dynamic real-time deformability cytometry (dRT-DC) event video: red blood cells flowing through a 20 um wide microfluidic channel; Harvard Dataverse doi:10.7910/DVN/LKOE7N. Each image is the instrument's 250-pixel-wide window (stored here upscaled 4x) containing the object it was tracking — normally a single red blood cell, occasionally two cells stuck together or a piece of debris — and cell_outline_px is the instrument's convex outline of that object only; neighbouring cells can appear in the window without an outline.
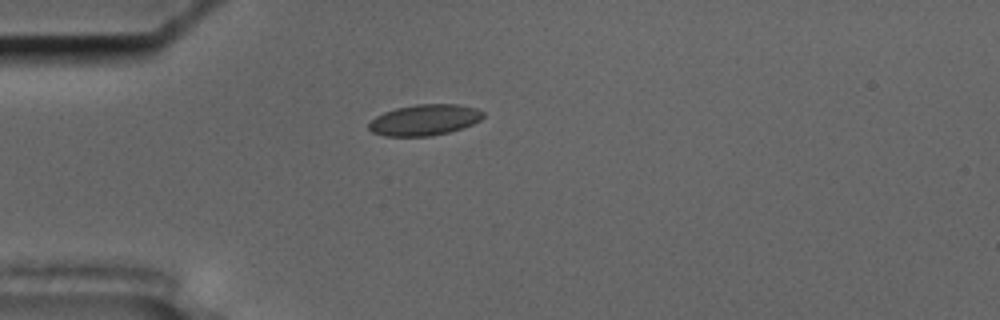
{"species": "common noctule bat (a hibernating species)", "species_latin": "Nyctalus noctula", "temperature_condition": "cold", "stored_images_in_passage": 56, "camera_frame_rate_fps": 3000, "um_per_image_px": 0.085, "animal": {"sex": "male", "body_mass_g": 17.5, "forearm_length_mm": 52.3}, "frame": {"image": 1, "passage_image": 16, "time_ms": 5.0, "image_size_px": [1000, 320], "cell_outline_px": [[484, 116], [480, 120], [472, 124], [448, 132], [432, 136], [384, 136], [372, 132], [368, 128], [368, 124], [376, 116], [384, 112], [396, 108], [416, 104], [456, 104], [476, 108], [484, 112]], "centroid_in_image_um": [36.07, 10.19], "position_along_channel_um": 48.9, "area_um2": 20.58}}
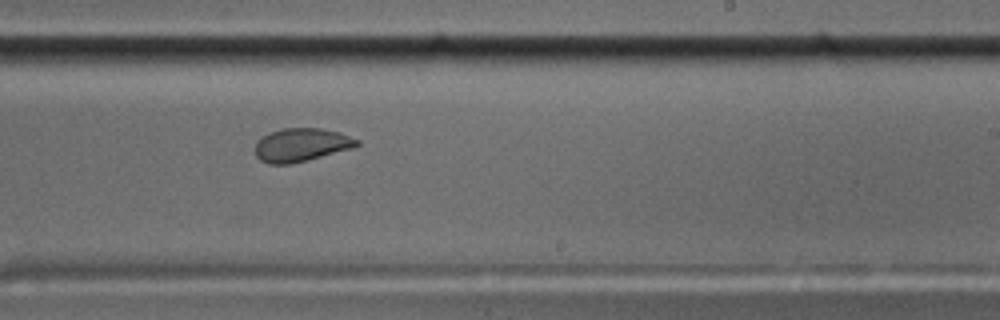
{"frame": {"image": 2, "passage_image": 35, "time_ms": 11.333, "image_size_px": [1000, 320], "cell_outline_px": [[360, 144], [352, 148], [308, 160], [292, 164], [268, 164], [260, 160], [256, 156], [256, 140], [272, 132], [284, 128], [320, 128], [340, 132], [360, 140]], "centroid_in_image_um": [25.62, 12.32], "position_along_channel_um": 263.4, "area_um2": 19.77}}
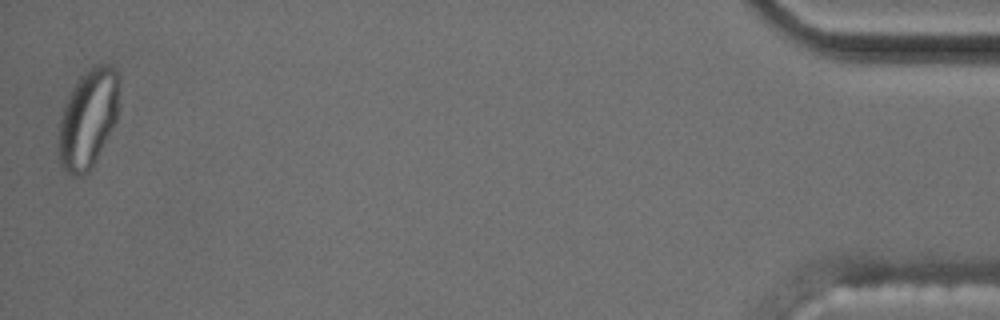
{"frame": {"image": 3, "passage_image": 56, "time_ms": 18.333, "image_size_px": [1000, 320], "cell_outline_px": [[120, 80], [116, 120], [92, 168], [84, 176], [72, 176], [60, 164], [60, 120], [64, 104], [76, 80], [84, 72], [96, 64], [108, 64], [120, 76]], "centroid_in_image_um": [7.51, 10.06], "position_along_channel_um": 427.7, "area_um2": 34.68}}